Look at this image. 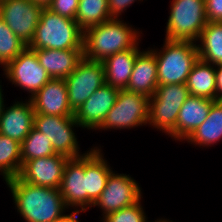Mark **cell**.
<instances>
[{
    "instance_id": "1",
    "label": "cell",
    "mask_w": 222,
    "mask_h": 222,
    "mask_svg": "<svg viewBox=\"0 0 222 222\" xmlns=\"http://www.w3.org/2000/svg\"><path fill=\"white\" fill-rule=\"evenodd\" d=\"M4 183L11 192L14 208L25 222H55L70 211L59 189L33 185L19 176Z\"/></svg>"
},
{
    "instance_id": "2",
    "label": "cell",
    "mask_w": 222,
    "mask_h": 222,
    "mask_svg": "<svg viewBox=\"0 0 222 222\" xmlns=\"http://www.w3.org/2000/svg\"><path fill=\"white\" fill-rule=\"evenodd\" d=\"M128 22L111 18L83 31L84 57L103 61L118 52L134 48L141 42L142 30Z\"/></svg>"
},
{
    "instance_id": "3",
    "label": "cell",
    "mask_w": 222,
    "mask_h": 222,
    "mask_svg": "<svg viewBox=\"0 0 222 222\" xmlns=\"http://www.w3.org/2000/svg\"><path fill=\"white\" fill-rule=\"evenodd\" d=\"M32 50H83V30L74 19H68L43 8L33 40Z\"/></svg>"
},
{
    "instance_id": "4",
    "label": "cell",
    "mask_w": 222,
    "mask_h": 222,
    "mask_svg": "<svg viewBox=\"0 0 222 222\" xmlns=\"http://www.w3.org/2000/svg\"><path fill=\"white\" fill-rule=\"evenodd\" d=\"M160 49H148L155 55L158 85L186 84L194 64L199 59L197 44L192 41L168 40Z\"/></svg>"
},
{
    "instance_id": "5",
    "label": "cell",
    "mask_w": 222,
    "mask_h": 222,
    "mask_svg": "<svg viewBox=\"0 0 222 222\" xmlns=\"http://www.w3.org/2000/svg\"><path fill=\"white\" fill-rule=\"evenodd\" d=\"M170 2L164 39L196 43L208 22L205 0H172Z\"/></svg>"
},
{
    "instance_id": "6",
    "label": "cell",
    "mask_w": 222,
    "mask_h": 222,
    "mask_svg": "<svg viewBox=\"0 0 222 222\" xmlns=\"http://www.w3.org/2000/svg\"><path fill=\"white\" fill-rule=\"evenodd\" d=\"M190 96L186 84L158 85L149 98L148 126L169 135L176 126L178 113Z\"/></svg>"
},
{
    "instance_id": "7",
    "label": "cell",
    "mask_w": 222,
    "mask_h": 222,
    "mask_svg": "<svg viewBox=\"0 0 222 222\" xmlns=\"http://www.w3.org/2000/svg\"><path fill=\"white\" fill-rule=\"evenodd\" d=\"M149 120V97L144 94L120 89L114 106L107 113L98 131L133 129L147 126Z\"/></svg>"
},
{
    "instance_id": "8",
    "label": "cell",
    "mask_w": 222,
    "mask_h": 222,
    "mask_svg": "<svg viewBox=\"0 0 222 222\" xmlns=\"http://www.w3.org/2000/svg\"><path fill=\"white\" fill-rule=\"evenodd\" d=\"M51 141L56 154L68 158H77L88 151L81 152L80 141L75 135L74 128H81L74 116H51L45 114L34 115V126Z\"/></svg>"
},
{
    "instance_id": "9",
    "label": "cell",
    "mask_w": 222,
    "mask_h": 222,
    "mask_svg": "<svg viewBox=\"0 0 222 222\" xmlns=\"http://www.w3.org/2000/svg\"><path fill=\"white\" fill-rule=\"evenodd\" d=\"M3 75L15 87L34 96L50 79V75L39 64L36 52L28 46L3 69Z\"/></svg>"
},
{
    "instance_id": "10",
    "label": "cell",
    "mask_w": 222,
    "mask_h": 222,
    "mask_svg": "<svg viewBox=\"0 0 222 222\" xmlns=\"http://www.w3.org/2000/svg\"><path fill=\"white\" fill-rule=\"evenodd\" d=\"M65 81L69 105L75 112L97 89L106 84L102 61L84 57Z\"/></svg>"
},
{
    "instance_id": "11",
    "label": "cell",
    "mask_w": 222,
    "mask_h": 222,
    "mask_svg": "<svg viewBox=\"0 0 222 222\" xmlns=\"http://www.w3.org/2000/svg\"><path fill=\"white\" fill-rule=\"evenodd\" d=\"M130 174L116 173L114 170L107 178L105 189L92 207H98L101 216L118 211L138 202L142 196V188Z\"/></svg>"
},
{
    "instance_id": "12",
    "label": "cell",
    "mask_w": 222,
    "mask_h": 222,
    "mask_svg": "<svg viewBox=\"0 0 222 222\" xmlns=\"http://www.w3.org/2000/svg\"><path fill=\"white\" fill-rule=\"evenodd\" d=\"M42 9L32 0H0V17L27 46L34 38Z\"/></svg>"
},
{
    "instance_id": "13",
    "label": "cell",
    "mask_w": 222,
    "mask_h": 222,
    "mask_svg": "<svg viewBox=\"0 0 222 222\" xmlns=\"http://www.w3.org/2000/svg\"><path fill=\"white\" fill-rule=\"evenodd\" d=\"M59 190L64 204L69 210L87 211L85 154L68 159Z\"/></svg>"
},
{
    "instance_id": "14",
    "label": "cell",
    "mask_w": 222,
    "mask_h": 222,
    "mask_svg": "<svg viewBox=\"0 0 222 222\" xmlns=\"http://www.w3.org/2000/svg\"><path fill=\"white\" fill-rule=\"evenodd\" d=\"M68 157L60 154L26 161L19 177L27 183L59 189Z\"/></svg>"
},
{
    "instance_id": "15",
    "label": "cell",
    "mask_w": 222,
    "mask_h": 222,
    "mask_svg": "<svg viewBox=\"0 0 222 222\" xmlns=\"http://www.w3.org/2000/svg\"><path fill=\"white\" fill-rule=\"evenodd\" d=\"M119 90L105 84L74 112L75 120L82 129L97 131L103 124L107 113L114 106Z\"/></svg>"
},
{
    "instance_id": "16",
    "label": "cell",
    "mask_w": 222,
    "mask_h": 222,
    "mask_svg": "<svg viewBox=\"0 0 222 222\" xmlns=\"http://www.w3.org/2000/svg\"><path fill=\"white\" fill-rule=\"evenodd\" d=\"M35 111L31 99L5 104L0 116V134L22 143L34 126Z\"/></svg>"
},
{
    "instance_id": "17",
    "label": "cell",
    "mask_w": 222,
    "mask_h": 222,
    "mask_svg": "<svg viewBox=\"0 0 222 222\" xmlns=\"http://www.w3.org/2000/svg\"><path fill=\"white\" fill-rule=\"evenodd\" d=\"M30 99L35 114L74 116L69 105L67 84L63 78H51Z\"/></svg>"
},
{
    "instance_id": "18",
    "label": "cell",
    "mask_w": 222,
    "mask_h": 222,
    "mask_svg": "<svg viewBox=\"0 0 222 222\" xmlns=\"http://www.w3.org/2000/svg\"><path fill=\"white\" fill-rule=\"evenodd\" d=\"M215 100L189 96L183 103L174 130L168 135L175 142L185 141L206 119Z\"/></svg>"
},
{
    "instance_id": "19",
    "label": "cell",
    "mask_w": 222,
    "mask_h": 222,
    "mask_svg": "<svg viewBox=\"0 0 222 222\" xmlns=\"http://www.w3.org/2000/svg\"><path fill=\"white\" fill-rule=\"evenodd\" d=\"M102 152L101 146H92L85 154L87 210L92 209L93 204L105 189L108 176L113 171Z\"/></svg>"
},
{
    "instance_id": "20",
    "label": "cell",
    "mask_w": 222,
    "mask_h": 222,
    "mask_svg": "<svg viewBox=\"0 0 222 222\" xmlns=\"http://www.w3.org/2000/svg\"><path fill=\"white\" fill-rule=\"evenodd\" d=\"M157 63L155 55L149 50H142L136 57L129 83L125 90L152 97L158 86Z\"/></svg>"
},
{
    "instance_id": "21",
    "label": "cell",
    "mask_w": 222,
    "mask_h": 222,
    "mask_svg": "<svg viewBox=\"0 0 222 222\" xmlns=\"http://www.w3.org/2000/svg\"><path fill=\"white\" fill-rule=\"evenodd\" d=\"M36 52L39 64L51 78L68 77L84 58L83 50L40 49Z\"/></svg>"
},
{
    "instance_id": "22",
    "label": "cell",
    "mask_w": 222,
    "mask_h": 222,
    "mask_svg": "<svg viewBox=\"0 0 222 222\" xmlns=\"http://www.w3.org/2000/svg\"><path fill=\"white\" fill-rule=\"evenodd\" d=\"M139 45L138 43L134 48L113 54L102 61L106 84L118 89L127 87L136 57L142 51Z\"/></svg>"
},
{
    "instance_id": "23",
    "label": "cell",
    "mask_w": 222,
    "mask_h": 222,
    "mask_svg": "<svg viewBox=\"0 0 222 222\" xmlns=\"http://www.w3.org/2000/svg\"><path fill=\"white\" fill-rule=\"evenodd\" d=\"M220 140L222 141V100H215L207 119L183 143L203 149L214 147Z\"/></svg>"
},
{
    "instance_id": "24",
    "label": "cell",
    "mask_w": 222,
    "mask_h": 222,
    "mask_svg": "<svg viewBox=\"0 0 222 222\" xmlns=\"http://www.w3.org/2000/svg\"><path fill=\"white\" fill-rule=\"evenodd\" d=\"M186 86L191 96L217 100L215 65L198 59L188 75Z\"/></svg>"
},
{
    "instance_id": "25",
    "label": "cell",
    "mask_w": 222,
    "mask_h": 222,
    "mask_svg": "<svg viewBox=\"0 0 222 222\" xmlns=\"http://www.w3.org/2000/svg\"><path fill=\"white\" fill-rule=\"evenodd\" d=\"M196 44L199 59L215 66L222 64V22H207Z\"/></svg>"
},
{
    "instance_id": "26",
    "label": "cell",
    "mask_w": 222,
    "mask_h": 222,
    "mask_svg": "<svg viewBox=\"0 0 222 222\" xmlns=\"http://www.w3.org/2000/svg\"><path fill=\"white\" fill-rule=\"evenodd\" d=\"M21 168V143L0 134V175L3 181L17 177Z\"/></svg>"
},
{
    "instance_id": "27",
    "label": "cell",
    "mask_w": 222,
    "mask_h": 222,
    "mask_svg": "<svg viewBox=\"0 0 222 222\" xmlns=\"http://www.w3.org/2000/svg\"><path fill=\"white\" fill-rule=\"evenodd\" d=\"M109 19L108 0H79L75 20L83 31Z\"/></svg>"
},
{
    "instance_id": "28",
    "label": "cell",
    "mask_w": 222,
    "mask_h": 222,
    "mask_svg": "<svg viewBox=\"0 0 222 222\" xmlns=\"http://www.w3.org/2000/svg\"><path fill=\"white\" fill-rule=\"evenodd\" d=\"M56 154L51 141L42 132L34 127L30 134L21 143L22 165L29 160Z\"/></svg>"
},
{
    "instance_id": "29",
    "label": "cell",
    "mask_w": 222,
    "mask_h": 222,
    "mask_svg": "<svg viewBox=\"0 0 222 222\" xmlns=\"http://www.w3.org/2000/svg\"><path fill=\"white\" fill-rule=\"evenodd\" d=\"M27 47L0 17V67L3 69Z\"/></svg>"
},
{
    "instance_id": "30",
    "label": "cell",
    "mask_w": 222,
    "mask_h": 222,
    "mask_svg": "<svg viewBox=\"0 0 222 222\" xmlns=\"http://www.w3.org/2000/svg\"><path fill=\"white\" fill-rule=\"evenodd\" d=\"M142 200L141 198L133 205L109 213L100 219L102 222H151L148 221V217L142 205Z\"/></svg>"
},
{
    "instance_id": "31",
    "label": "cell",
    "mask_w": 222,
    "mask_h": 222,
    "mask_svg": "<svg viewBox=\"0 0 222 222\" xmlns=\"http://www.w3.org/2000/svg\"><path fill=\"white\" fill-rule=\"evenodd\" d=\"M79 0H52L48 9L68 19L76 18Z\"/></svg>"
},
{
    "instance_id": "32",
    "label": "cell",
    "mask_w": 222,
    "mask_h": 222,
    "mask_svg": "<svg viewBox=\"0 0 222 222\" xmlns=\"http://www.w3.org/2000/svg\"><path fill=\"white\" fill-rule=\"evenodd\" d=\"M137 1L138 3L139 1L143 2V0H108L110 17L120 19L124 11L126 12V10Z\"/></svg>"
},
{
    "instance_id": "33",
    "label": "cell",
    "mask_w": 222,
    "mask_h": 222,
    "mask_svg": "<svg viewBox=\"0 0 222 222\" xmlns=\"http://www.w3.org/2000/svg\"><path fill=\"white\" fill-rule=\"evenodd\" d=\"M208 22H222V0H205Z\"/></svg>"
},
{
    "instance_id": "34",
    "label": "cell",
    "mask_w": 222,
    "mask_h": 222,
    "mask_svg": "<svg viewBox=\"0 0 222 222\" xmlns=\"http://www.w3.org/2000/svg\"><path fill=\"white\" fill-rule=\"evenodd\" d=\"M215 70H216L217 100H222V64L216 65Z\"/></svg>"
},
{
    "instance_id": "35",
    "label": "cell",
    "mask_w": 222,
    "mask_h": 222,
    "mask_svg": "<svg viewBox=\"0 0 222 222\" xmlns=\"http://www.w3.org/2000/svg\"><path fill=\"white\" fill-rule=\"evenodd\" d=\"M83 211H71L68 214H65L62 218H60L59 220H56L55 222H81V220H79L78 216L80 213H82Z\"/></svg>"
},
{
    "instance_id": "36",
    "label": "cell",
    "mask_w": 222,
    "mask_h": 222,
    "mask_svg": "<svg viewBox=\"0 0 222 222\" xmlns=\"http://www.w3.org/2000/svg\"><path fill=\"white\" fill-rule=\"evenodd\" d=\"M35 4L41 6L42 8H48L52 0H32Z\"/></svg>"
},
{
    "instance_id": "37",
    "label": "cell",
    "mask_w": 222,
    "mask_h": 222,
    "mask_svg": "<svg viewBox=\"0 0 222 222\" xmlns=\"http://www.w3.org/2000/svg\"><path fill=\"white\" fill-rule=\"evenodd\" d=\"M1 78V77H0ZM2 81H0V116H1V113H2V110H3V108H4V106H5V100H4V92H3V89H2V83H1Z\"/></svg>"
},
{
    "instance_id": "38",
    "label": "cell",
    "mask_w": 222,
    "mask_h": 222,
    "mask_svg": "<svg viewBox=\"0 0 222 222\" xmlns=\"http://www.w3.org/2000/svg\"><path fill=\"white\" fill-rule=\"evenodd\" d=\"M151 222H174L173 220L167 219V218H158L155 221H151Z\"/></svg>"
}]
</instances>
